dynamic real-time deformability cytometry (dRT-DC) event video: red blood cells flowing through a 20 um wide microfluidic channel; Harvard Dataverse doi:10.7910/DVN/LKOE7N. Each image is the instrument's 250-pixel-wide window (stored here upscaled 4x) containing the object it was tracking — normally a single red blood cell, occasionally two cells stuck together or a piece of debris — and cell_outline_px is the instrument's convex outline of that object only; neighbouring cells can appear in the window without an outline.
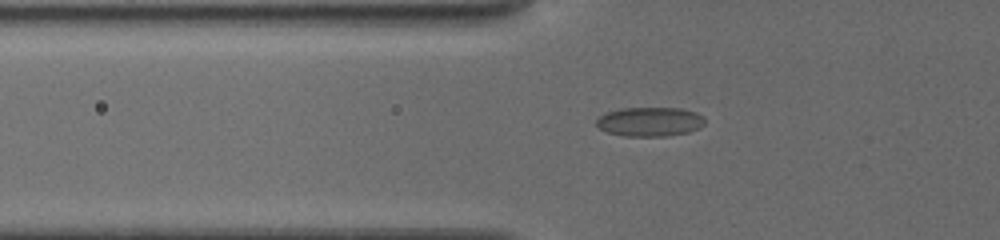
{"species": "common noctule bat (a hibernating species)", "species_latin": "Nyctalus noctula", "temperature_condition": "cold", "stored_images_in_passage": 8, "camera_frame_rate_fps": 3000, "um_per_image_px": 0.085, "animal": {"sex": "female", "body_mass_g": 19.5, "forearm_length_mm": 54.1}, "frame": {"image": 1, "passage_image": 3, "time_ms": 0.667, "image_size_px": [1000, 240], "cell_outline_px": [[704, 124], [700, 128], [688, 132], [664, 136], [624, 136], [608, 132], [600, 128], [596, 124], [596, 120], [600, 116], [608, 112], [620, 108], [680, 108], [696, 112], [704, 116]], "centroid_in_image_um": [55.26, 10.34], "position_along_channel_um": 70.5, "area_um2": 18.44}}
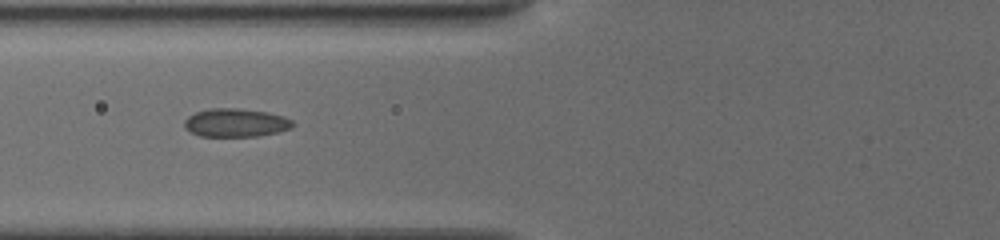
{"frame": {"image": 2, "passage_image": 7, "time_ms": 1.667, "image_size_px": [1000, 240], "cell_outline_px": [[292, 128], [280, 132], [256, 136], [200, 136], [184, 128], [184, 120], [188, 116], [196, 112], [208, 108], [236, 108], [268, 112], [284, 116], [292, 120]], "centroid_in_image_um": [20.03, 10.43], "position_along_channel_um": 105.8, "area_um2": 17.98}}